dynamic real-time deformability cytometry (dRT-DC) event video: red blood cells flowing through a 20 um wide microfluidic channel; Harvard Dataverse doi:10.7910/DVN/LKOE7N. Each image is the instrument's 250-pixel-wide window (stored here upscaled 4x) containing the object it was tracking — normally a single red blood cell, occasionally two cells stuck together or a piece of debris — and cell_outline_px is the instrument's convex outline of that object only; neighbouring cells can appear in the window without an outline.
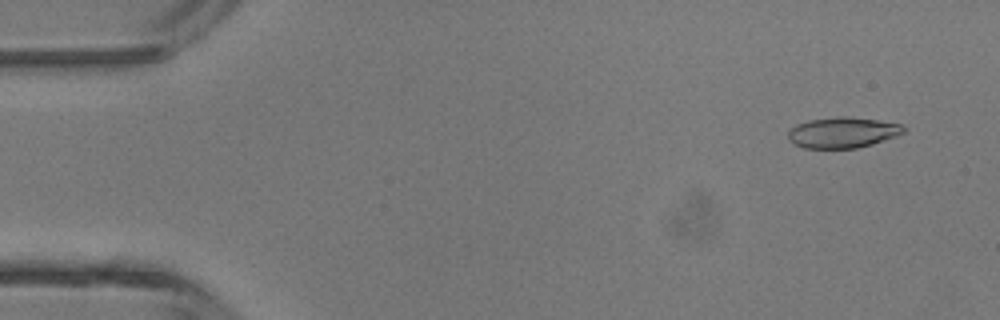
{"species": "common noctule bat (a hibernating species)", "species_latin": "Nyctalus noctula", "temperature_condition": "room temperature", "stored_images_in_passage": 2, "segment_of_instrument_passage": [2, 2], "camera_frame_rate_fps": 3000, "um_per_image_px": 0.085, "animal": {"sex": "male", "body_mass_g": 13.3}, "frame": {"image": 1, "passage_image": 2, "time_ms": 0.333, "image_size_px": [1000, 320], "cell_outline_px": [[904, 132], [896, 136], [872, 144], [856, 148], [804, 148], [788, 140], [788, 132], [796, 124], [808, 120], [840, 116], [844, 116], [880, 120], [900, 124], [904, 128]], "centroid_in_image_um": [71.61, 11.26], "position_along_channel_um": 13.4, "area_um2": 20.58}}